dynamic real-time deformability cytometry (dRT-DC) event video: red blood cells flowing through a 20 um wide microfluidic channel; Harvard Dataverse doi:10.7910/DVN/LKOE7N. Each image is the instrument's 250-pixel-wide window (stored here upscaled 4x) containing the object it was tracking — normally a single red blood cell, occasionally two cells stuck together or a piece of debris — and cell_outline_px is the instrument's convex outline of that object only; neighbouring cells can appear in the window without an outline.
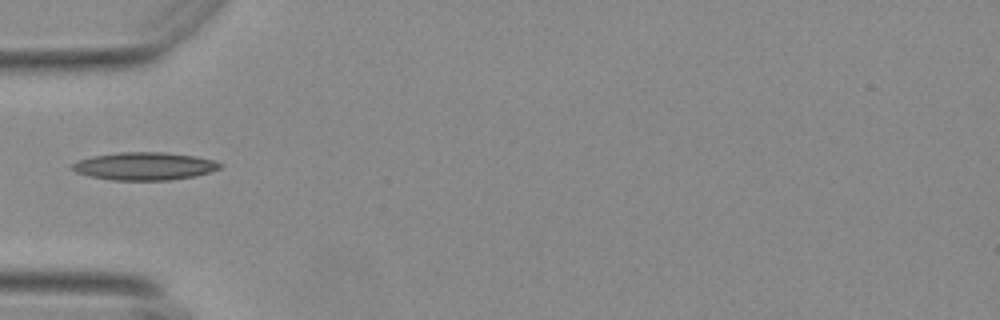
{"species": "Egyptian fruit bat (a non-hibernating species)", "species_latin": "Rousettus aegyptiacus", "temperature_condition": "warm", "stored_images_in_passage": 35, "camera_frame_rate_fps": 3000, "um_per_image_px": 0.085, "animal": {"sex": "female"}, "frame": {"image": 1, "passage_image": 1, "time_ms": 0.0, "image_size_px": [1000, 320], "cell_outline_px": [[224, 164], [220, 168], [196, 176], [168, 180], [112, 180], [88, 176], [76, 172], [72, 168], [72, 164], [76, 160], [92, 156], [120, 152], [164, 152], [196, 156], [216, 160]], "centroid_in_image_um": [12.29, 14.12], "position_along_channel_um": 72.7, "area_um2": 24.1}}
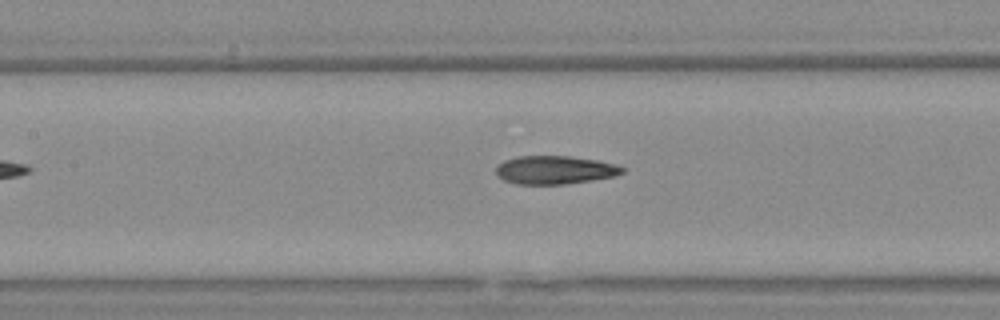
{"frame": {"image": 2, "passage_image": 8, "time_ms": 2.333, "image_size_px": [1000, 320], "cell_outline_px": [[624, 172], [616, 176], [592, 180], [564, 184], [516, 184], [504, 180], [496, 172], [496, 168], [504, 160], [516, 156], [568, 156], [596, 160], [616, 164], [624, 168]], "centroid_in_image_um": [47.18, 14.44], "position_along_channel_um": 160.2, "area_um2": 20.75}}
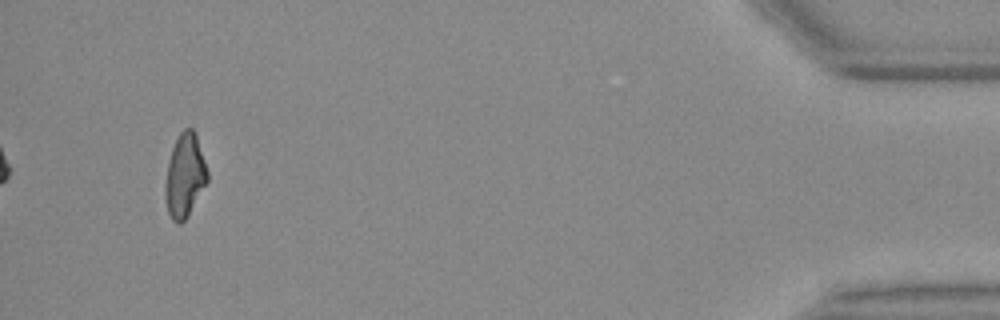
{"frame": {"image": 3, "passage_image": 35, "time_ms": 11.333, "image_size_px": [1000, 320], "cell_outline_px": [[208, 180], [188, 216], [180, 224], [176, 224], [172, 220], [168, 212], [164, 196], [164, 188], [168, 160], [172, 148], [180, 132], [184, 128], [192, 128], [196, 132], [208, 172]], "centroid_in_image_um": [15.7, 14.93], "position_along_channel_um": 419.5, "area_um2": 20.69}, "authors_computed_cell_mechanics": {"area_um2": 20.9236, "velocity_mm_per_s": 3.712, "shape_relaxation_time_tau1_ms": null, "shape_relaxation_time_tau2_ms": 1.5, "deformation_change_tau1": null, "deformation_change_tau2": 0.0892}}